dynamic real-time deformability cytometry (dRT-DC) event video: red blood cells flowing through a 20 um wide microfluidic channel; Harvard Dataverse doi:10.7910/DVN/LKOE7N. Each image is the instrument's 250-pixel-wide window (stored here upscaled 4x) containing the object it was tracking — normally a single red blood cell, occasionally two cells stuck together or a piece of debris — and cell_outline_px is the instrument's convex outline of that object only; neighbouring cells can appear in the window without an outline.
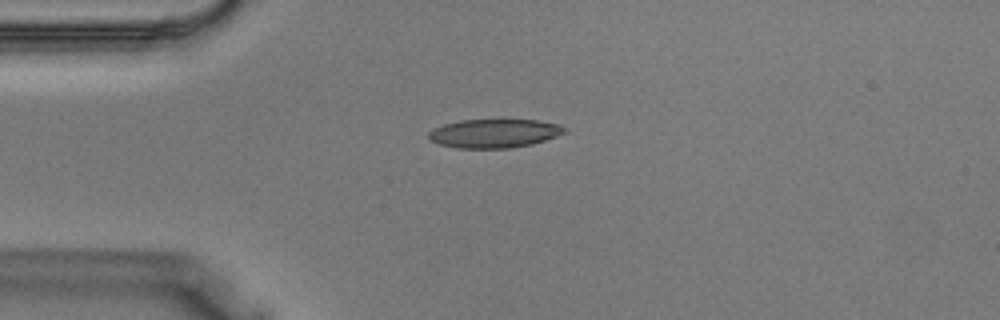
{"species": "Egyptian fruit bat (a non-hibernating species)", "species_latin": "Rousettus aegyptiacus", "temperature_condition": "warm", "stored_images_in_passage": 32, "camera_frame_rate_fps": 3000, "um_per_image_px": 0.085, "animal": {"sex": "male"}, "frame": {"image": 1, "passage_image": 2, "time_ms": 0.333, "image_size_px": [1000, 320], "cell_outline_px": [[568, 128], [564, 132], [556, 136], [532, 144], [508, 148], [456, 148], [440, 144], [428, 140], [428, 132], [432, 128], [444, 124], [460, 120], [536, 120], [560, 124]], "centroid_in_image_um": [41.98, 11.33], "position_along_channel_um": 43.0, "area_um2": 22.77}}
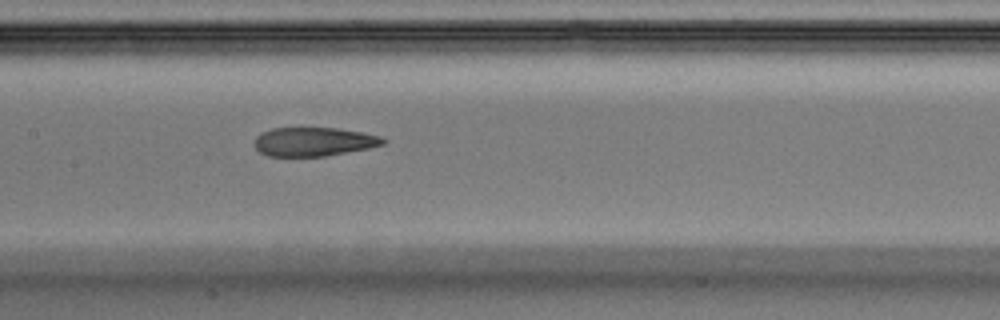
{"frame": {"image": 2, "passage_image": 11, "time_ms": 3.333, "image_size_px": [1000, 320], "cell_outline_px": [[388, 140], [384, 144], [368, 148], [324, 156], [268, 156], [260, 152], [252, 144], [256, 136], [260, 132], [272, 128], [336, 128], [360, 132], [380, 136]], "centroid_in_image_um": [26.62, 12.04], "position_along_channel_um": 180.8, "area_um2": 21.62}}
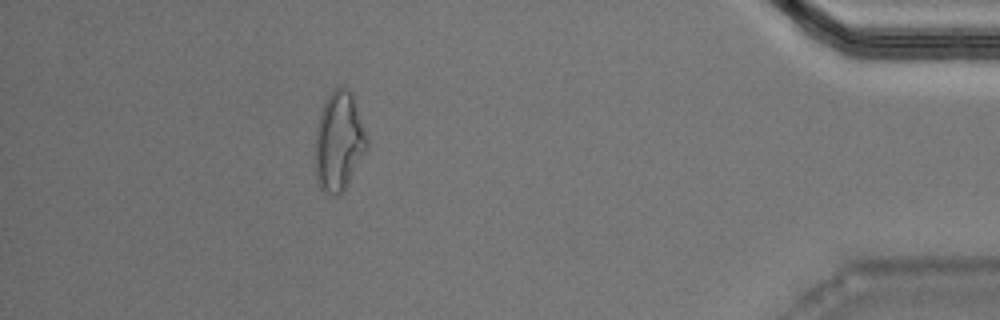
{"frame": {"image": 3, "passage_image": 27, "time_ms": 8.667, "image_size_px": [1000, 320], "cell_outline_px": [[368, 148], [344, 192], [340, 196], [336, 196], [320, 188], [316, 180], [316, 128], [320, 112], [324, 100], [332, 88], [336, 84], [340, 84], [348, 88], [352, 92], [368, 136]], "centroid_in_image_um": [28.83, 11.96], "position_along_channel_um": 406.4, "area_um2": 30.63}}